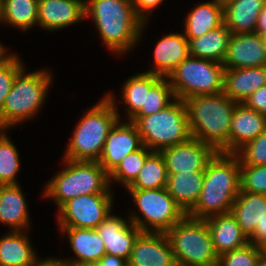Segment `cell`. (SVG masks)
Masks as SVG:
<instances>
[{
    "label": "cell",
    "instance_id": "7c38bea8",
    "mask_svg": "<svg viewBox=\"0 0 266 266\" xmlns=\"http://www.w3.org/2000/svg\"><path fill=\"white\" fill-rule=\"evenodd\" d=\"M217 152L210 144L193 137L160 151L165 161L167 175L205 171L208 162Z\"/></svg>",
    "mask_w": 266,
    "mask_h": 266
},
{
    "label": "cell",
    "instance_id": "5b68a950",
    "mask_svg": "<svg viewBox=\"0 0 266 266\" xmlns=\"http://www.w3.org/2000/svg\"><path fill=\"white\" fill-rule=\"evenodd\" d=\"M66 167L50 179L42 197L52 198L58 209L80 195L113 193L109 174L98 161H74L63 158Z\"/></svg>",
    "mask_w": 266,
    "mask_h": 266
},
{
    "label": "cell",
    "instance_id": "681fc988",
    "mask_svg": "<svg viewBox=\"0 0 266 266\" xmlns=\"http://www.w3.org/2000/svg\"><path fill=\"white\" fill-rule=\"evenodd\" d=\"M260 35H261V38L263 40L264 46L266 47V33L260 34Z\"/></svg>",
    "mask_w": 266,
    "mask_h": 266
},
{
    "label": "cell",
    "instance_id": "f546056e",
    "mask_svg": "<svg viewBox=\"0 0 266 266\" xmlns=\"http://www.w3.org/2000/svg\"><path fill=\"white\" fill-rule=\"evenodd\" d=\"M162 77L153 73L141 72L124 82L122 99L130 120L141 108H145L146 90H150Z\"/></svg>",
    "mask_w": 266,
    "mask_h": 266
},
{
    "label": "cell",
    "instance_id": "ab89813d",
    "mask_svg": "<svg viewBox=\"0 0 266 266\" xmlns=\"http://www.w3.org/2000/svg\"><path fill=\"white\" fill-rule=\"evenodd\" d=\"M164 0H133L134 11L136 15L143 21L148 22V17L154 9L162 5Z\"/></svg>",
    "mask_w": 266,
    "mask_h": 266
},
{
    "label": "cell",
    "instance_id": "2e32d148",
    "mask_svg": "<svg viewBox=\"0 0 266 266\" xmlns=\"http://www.w3.org/2000/svg\"><path fill=\"white\" fill-rule=\"evenodd\" d=\"M225 69L266 65V47L258 33L232 34L222 63Z\"/></svg>",
    "mask_w": 266,
    "mask_h": 266
},
{
    "label": "cell",
    "instance_id": "7dc6e473",
    "mask_svg": "<svg viewBox=\"0 0 266 266\" xmlns=\"http://www.w3.org/2000/svg\"><path fill=\"white\" fill-rule=\"evenodd\" d=\"M67 266H99V265L97 262H91V263H80V264H73Z\"/></svg>",
    "mask_w": 266,
    "mask_h": 266
},
{
    "label": "cell",
    "instance_id": "4dcf8cb0",
    "mask_svg": "<svg viewBox=\"0 0 266 266\" xmlns=\"http://www.w3.org/2000/svg\"><path fill=\"white\" fill-rule=\"evenodd\" d=\"M38 0H2L1 24L27 31L38 23Z\"/></svg>",
    "mask_w": 266,
    "mask_h": 266
},
{
    "label": "cell",
    "instance_id": "f907efd6",
    "mask_svg": "<svg viewBox=\"0 0 266 266\" xmlns=\"http://www.w3.org/2000/svg\"><path fill=\"white\" fill-rule=\"evenodd\" d=\"M216 1L219 2L220 4L224 5L231 0H216Z\"/></svg>",
    "mask_w": 266,
    "mask_h": 266
},
{
    "label": "cell",
    "instance_id": "83f0119b",
    "mask_svg": "<svg viewBox=\"0 0 266 266\" xmlns=\"http://www.w3.org/2000/svg\"><path fill=\"white\" fill-rule=\"evenodd\" d=\"M204 171L168 175L166 188L187 214L196 204L202 190Z\"/></svg>",
    "mask_w": 266,
    "mask_h": 266
},
{
    "label": "cell",
    "instance_id": "c3c4849f",
    "mask_svg": "<svg viewBox=\"0 0 266 266\" xmlns=\"http://www.w3.org/2000/svg\"><path fill=\"white\" fill-rule=\"evenodd\" d=\"M6 47H3V44L0 43V60L7 54Z\"/></svg>",
    "mask_w": 266,
    "mask_h": 266
},
{
    "label": "cell",
    "instance_id": "4316f807",
    "mask_svg": "<svg viewBox=\"0 0 266 266\" xmlns=\"http://www.w3.org/2000/svg\"><path fill=\"white\" fill-rule=\"evenodd\" d=\"M223 5L216 0L202 2L185 17L184 35L187 40L200 37L224 23Z\"/></svg>",
    "mask_w": 266,
    "mask_h": 266
},
{
    "label": "cell",
    "instance_id": "603a6c76",
    "mask_svg": "<svg viewBox=\"0 0 266 266\" xmlns=\"http://www.w3.org/2000/svg\"><path fill=\"white\" fill-rule=\"evenodd\" d=\"M205 220L218 256L249 243L248 237L242 232L231 212L214 215Z\"/></svg>",
    "mask_w": 266,
    "mask_h": 266
},
{
    "label": "cell",
    "instance_id": "7402d4cb",
    "mask_svg": "<svg viewBox=\"0 0 266 266\" xmlns=\"http://www.w3.org/2000/svg\"><path fill=\"white\" fill-rule=\"evenodd\" d=\"M19 184L0 185V222L11 231L30 230L25 195Z\"/></svg>",
    "mask_w": 266,
    "mask_h": 266
},
{
    "label": "cell",
    "instance_id": "ba28073f",
    "mask_svg": "<svg viewBox=\"0 0 266 266\" xmlns=\"http://www.w3.org/2000/svg\"><path fill=\"white\" fill-rule=\"evenodd\" d=\"M134 124L142 144L152 151L160 152L192 137L185 104L178 98L159 112L139 117Z\"/></svg>",
    "mask_w": 266,
    "mask_h": 266
},
{
    "label": "cell",
    "instance_id": "3957f363",
    "mask_svg": "<svg viewBox=\"0 0 266 266\" xmlns=\"http://www.w3.org/2000/svg\"><path fill=\"white\" fill-rule=\"evenodd\" d=\"M191 136L210 144L218 152L229 153V132L237 102L223 92L196 95L183 100Z\"/></svg>",
    "mask_w": 266,
    "mask_h": 266
},
{
    "label": "cell",
    "instance_id": "816d5d0a",
    "mask_svg": "<svg viewBox=\"0 0 266 266\" xmlns=\"http://www.w3.org/2000/svg\"><path fill=\"white\" fill-rule=\"evenodd\" d=\"M2 19V0H0V23Z\"/></svg>",
    "mask_w": 266,
    "mask_h": 266
},
{
    "label": "cell",
    "instance_id": "74e56055",
    "mask_svg": "<svg viewBox=\"0 0 266 266\" xmlns=\"http://www.w3.org/2000/svg\"><path fill=\"white\" fill-rule=\"evenodd\" d=\"M262 253L263 249L261 247L249 242L243 247L219 256L217 266H257L258 259Z\"/></svg>",
    "mask_w": 266,
    "mask_h": 266
},
{
    "label": "cell",
    "instance_id": "f1b7e54d",
    "mask_svg": "<svg viewBox=\"0 0 266 266\" xmlns=\"http://www.w3.org/2000/svg\"><path fill=\"white\" fill-rule=\"evenodd\" d=\"M231 35L223 23L200 37L188 40L189 53L194 57L223 63Z\"/></svg>",
    "mask_w": 266,
    "mask_h": 266
},
{
    "label": "cell",
    "instance_id": "7bdbcfd3",
    "mask_svg": "<svg viewBox=\"0 0 266 266\" xmlns=\"http://www.w3.org/2000/svg\"><path fill=\"white\" fill-rule=\"evenodd\" d=\"M97 263L99 266H128L126 259L106 253L99 259Z\"/></svg>",
    "mask_w": 266,
    "mask_h": 266
},
{
    "label": "cell",
    "instance_id": "7a4b0ae2",
    "mask_svg": "<svg viewBox=\"0 0 266 266\" xmlns=\"http://www.w3.org/2000/svg\"><path fill=\"white\" fill-rule=\"evenodd\" d=\"M240 191V162L233 153L217 152L208 162L200 196L187 213L197 219L229 213Z\"/></svg>",
    "mask_w": 266,
    "mask_h": 266
},
{
    "label": "cell",
    "instance_id": "d590c367",
    "mask_svg": "<svg viewBox=\"0 0 266 266\" xmlns=\"http://www.w3.org/2000/svg\"><path fill=\"white\" fill-rule=\"evenodd\" d=\"M18 55L8 53L0 60V110L11 90L16 75L24 68Z\"/></svg>",
    "mask_w": 266,
    "mask_h": 266
},
{
    "label": "cell",
    "instance_id": "d4e9b609",
    "mask_svg": "<svg viewBox=\"0 0 266 266\" xmlns=\"http://www.w3.org/2000/svg\"><path fill=\"white\" fill-rule=\"evenodd\" d=\"M38 259L28 230H9L0 237V266H32Z\"/></svg>",
    "mask_w": 266,
    "mask_h": 266
},
{
    "label": "cell",
    "instance_id": "836d02e7",
    "mask_svg": "<svg viewBox=\"0 0 266 266\" xmlns=\"http://www.w3.org/2000/svg\"><path fill=\"white\" fill-rule=\"evenodd\" d=\"M176 99L167 77H162L150 90H146L145 108H141L129 121L152 115L166 108Z\"/></svg>",
    "mask_w": 266,
    "mask_h": 266
},
{
    "label": "cell",
    "instance_id": "9c48e42d",
    "mask_svg": "<svg viewBox=\"0 0 266 266\" xmlns=\"http://www.w3.org/2000/svg\"><path fill=\"white\" fill-rule=\"evenodd\" d=\"M224 72L222 63L189 55L167 78L175 97L184 100L223 92Z\"/></svg>",
    "mask_w": 266,
    "mask_h": 266
},
{
    "label": "cell",
    "instance_id": "484cf974",
    "mask_svg": "<svg viewBox=\"0 0 266 266\" xmlns=\"http://www.w3.org/2000/svg\"><path fill=\"white\" fill-rule=\"evenodd\" d=\"M230 212L235 217L242 232L249 238L257 223L266 217V195L240 190Z\"/></svg>",
    "mask_w": 266,
    "mask_h": 266
},
{
    "label": "cell",
    "instance_id": "db71d44e",
    "mask_svg": "<svg viewBox=\"0 0 266 266\" xmlns=\"http://www.w3.org/2000/svg\"><path fill=\"white\" fill-rule=\"evenodd\" d=\"M4 128L0 125V132L3 130Z\"/></svg>",
    "mask_w": 266,
    "mask_h": 266
},
{
    "label": "cell",
    "instance_id": "9a60e30c",
    "mask_svg": "<svg viewBox=\"0 0 266 266\" xmlns=\"http://www.w3.org/2000/svg\"><path fill=\"white\" fill-rule=\"evenodd\" d=\"M97 233L104 241L106 254L130 258L135 241L142 231L129 219L109 215L97 226Z\"/></svg>",
    "mask_w": 266,
    "mask_h": 266
},
{
    "label": "cell",
    "instance_id": "8fae6325",
    "mask_svg": "<svg viewBox=\"0 0 266 266\" xmlns=\"http://www.w3.org/2000/svg\"><path fill=\"white\" fill-rule=\"evenodd\" d=\"M113 194L96 193L70 199L57 212L58 226L96 229L112 211Z\"/></svg>",
    "mask_w": 266,
    "mask_h": 266
},
{
    "label": "cell",
    "instance_id": "4fadbf2b",
    "mask_svg": "<svg viewBox=\"0 0 266 266\" xmlns=\"http://www.w3.org/2000/svg\"><path fill=\"white\" fill-rule=\"evenodd\" d=\"M140 134L131 121L120 122L109 131L99 164L110 174L117 165L130 153L142 146Z\"/></svg>",
    "mask_w": 266,
    "mask_h": 266
},
{
    "label": "cell",
    "instance_id": "d6a6232c",
    "mask_svg": "<svg viewBox=\"0 0 266 266\" xmlns=\"http://www.w3.org/2000/svg\"><path fill=\"white\" fill-rule=\"evenodd\" d=\"M7 129L0 132V185H15L17 181V173L20 171L19 153L7 136Z\"/></svg>",
    "mask_w": 266,
    "mask_h": 266
},
{
    "label": "cell",
    "instance_id": "ee69618b",
    "mask_svg": "<svg viewBox=\"0 0 266 266\" xmlns=\"http://www.w3.org/2000/svg\"><path fill=\"white\" fill-rule=\"evenodd\" d=\"M32 266H67L61 259L46 258L41 260L40 258Z\"/></svg>",
    "mask_w": 266,
    "mask_h": 266
},
{
    "label": "cell",
    "instance_id": "ac0fdd59",
    "mask_svg": "<svg viewBox=\"0 0 266 266\" xmlns=\"http://www.w3.org/2000/svg\"><path fill=\"white\" fill-rule=\"evenodd\" d=\"M153 53L154 62L152 68L145 72L153 73L161 77L169 74L184 60L189 53V43L184 33H169L155 44Z\"/></svg>",
    "mask_w": 266,
    "mask_h": 266
},
{
    "label": "cell",
    "instance_id": "277c9868",
    "mask_svg": "<svg viewBox=\"0 0 266 266\" xmlns=\"http://www.w3.org/2000/svg\"><path fill=\"white\" fill-rule=\"evenodd\" d=\"M106 93L77 123L64 157L74 161H99L109 131L120 119L119 105ZM117 104V105H116Z\"/></svg>",
    "mask_w": 266,
    "mask_h": 266
},
{
    "label": "cell",
    "instance_id": "5bb4252c",
    "mask_svg": "<svg viewBox=\"0 0 266 266\" xmlns=\"http://www.w3.org/2000/svg\"><path fill=\"white\" fill-rule=\"evenodd\" d=\"M127 262L128 266H177L166 232H142Z\"/></svg>",
    "mask_w": 266,
    "mask_h": 266
},
{
    "label": "cell",
    "instance_id": "f5cc1de1",
    "mask_svg": "<svg viewBox=\"0 0 266 266\" xmlns=\"http://www.w3.org/2000/svg\"><path fill=\"white\" fill-rule=\"evenodd\" d=\"M262 249H263V253L266 254V245L264 247H262Z\"/></svg>",
    "mask_w": 266,
    "mask_h": 266
},
{
    "label": "cell",
    "instance_id": "ffe728a7",
    "mask_svg": "<svg viewBox=\"0 0 266 266\" xmlns=\"http://www.w3.org/2000/svg\"><path fill=\"white\" fill-rule=\"evenodd\" d=\"M60 233L68 237L71 245L73 259H61L66 265L98 262L106 253L104 241L97 233L96 229L59 227ZM64 233V234H63Z\"/></svg>",
    "mask_w": 266,
    "mask_h": 266
},
{
    "label": "cell",
    "instance_id": "6da1fadb",
    "mask_svg": "<svg viewBox=\"0 0 266 266\" xmlns=\"http://www.w3.org/2000/svg\"><path fill=\"white\" fill-rule=\"evenodd\" d=\"M89 16L106 48L117 55L135 48L146 26L136 15L133 0H86L85 18Z\"/></svg>",
    "mask_w": 266,
    "mask_h": 266
},
{
    "label": "cell",
    "instance_id": "b9f144b4",
    "mask_svg": "<svg viewBox=\"0 0 266 266\" xmlns=\"http://www.w3.org/2000/svg\"><path fill=\"white\" fill-rule=\"evenodd\" d=\"M248 241L258 247L266 245V217L260 223H257L253 234L248 238Z\"/></svg>",
    "mask_w": 266,
    "mask_h": 266
},
{
    "label": "cell",
    "instance_id": "d6986e66",
    "mask_svg": "<svg viewBox=\"0 0 266 266\" xmlns=\"http://www.w3.org/2000/svg\"><path fill=\"white\" fill-rule=\"evenodd\" d=\"M266 130V115L237 103L230 124L229 153H235L247 142Z\"/></svg>",
    "mask_w": 266,
    "mask_h": 266
},
{
    "label": "cell",
    "instance_id": "bcb514c9",
    "mask_svg": "<svg viewBox=\"0 0 266 266\" xmlns=\"http://www.w3.org/2000/svg\"><path fill=\"white\" fill-rule=\"evenodd\" d=\"M257 266H266V254L262 253L258 259Z\"/></svg>",
    "mask_w": 266,
    "mask_h": 266
},
{
    "label": "cell",
    "instance_id": "30bf717a",
    "mask_svg": "<svg viewBox=\"0 0 266 266\" xmlns=\"http://www.w3.org/2000/svg\"><path fill=\"white\" fill-rule=\"evenodd\" d=\"M132 196L138 215L134 210L129 219L142 232H167L186 213L168 193L167 188L126 189ZM143 217V218H142Z\"/></svg>",
    "mask_w": 266,
    "mask_h": 266
},
{
    "label": "cell",
    "instance_id": "60d3db41",
    "mask_svg": "<svg viewBox=\"0 0 266 266\" xmlns=\"http://www.w3.org/2000/svg\"><path fill=\"white\" fill-rule=\"evenodd\" d=\"M244 104L258 113L266 115V86L260 87L253 92Z\"/></svg>",
    "mask_w": 266,
    "mask_h": 266
},
{
    "label": "cell",
    "instance_id": "52a82bcc",
    "mask_svg": "<svg viewBox=\"0 0 266 266\" xmlns=\"http://www.w3.org/2000/svg\"><path fill=\"white\" fill-rule=\"evenodd\" d=\"M177 266H217L208 224L187 214L166 232Z\"/></svg>",
    "mask_w": 266,
    "mask_h": 266
},
{
    "label": "cell",
    "instance_id": "e0dca14e",
    "mask_svg": "<svg viewBox=\"0 0 266 266\" xmlns=\"http://www.w3.org/2000/svg\"><path fill=\"white\" fill-rule=\"evenodd\" d=\"M38 23L46 31H57L85 18V0H38Z\"/></svg>",
    "mask_w": 266,
    "mask_h": 266
},
{
    "label": "cell",
    "instance_id": "1f68e13d",
    "mask_svg": "<svg viewBox=\"0 0 266 266\" xmlns=\"http://www.w3.org/2000/svg\"><path fill=\"white\" fill-rule=\"evenodd\" d=\"M167 169L160 152L152 151L146 158L138 177L127 189H160L167 185Z\"/></svg>",
    "mask_w": 266,
    "mask_h": 266
},
{
    "label": "cell",
    "instance_id": "e575fe53",
    "mask_svg": "<svg viewBox=\"0 0 266 266\" xmlns=\"http://www.w3.org/2000/svg\"><path fill=\"white\" fill-rule=\"evenodd\" d=\"M152 152L142 145L138 150L127 155L109 174L110 185L112 180L119 182L127 189L138 177L147 156Z\"/></svg>",
    "mask_w": 266,
    "mask_h": 266
},
{
    "label": "cell",
    "instance_id": "44dd1931",
    "mask_svg": "<svg viewBox=\"0 0 266 266\" xmlns=\"http://www.w3.org/2000/svg\"><path fill=\"white\" fill-rule=\"evenodd\" d=\"M263 86H266V65L225 69L223 93L234 102L244 103L253 92Z\"/></svg>",
    "mask_w": 266,
    "mask_h": 266
},
{
    "label": "cell",
    "instance_id": "f6af8a7d",
    "mask_svg": "<svg viewBox=\"0 0 266 266\" xmlns=\"http://www.w3.org/2000/svg\"><path fill=\"white\" fill-rule=\"evenodd\" d=\"M255 32L258 34L266 33V6L259 14Z\"/></svg>",
    "mask_w": 266,
    "mask_h": 266
},
{
    "label": "cell",
    "instance_id": "f35d334b",
    "mask_svg": "<svg viewBox=\"0 0 266 266\" xmlns=\"http://www.w3.org/2000/svg\"><path fill=\"white\" fill-rule=\"evenodd\" d=\"M240 190L266 195V165H240Z\"/></svg>",
    "mask_w": 266,
    "mask_h": 266
},
{
    "label": "cell",
    "instance_id": "cb8c5ba5",
    "mask_svg": "<svg viewBox=\"0 0 266 266\" xmlns=\"http://www.w3.org/2000/svg\"><path fill=\"white\" fill-rule=\"evenodd\" d=\"M266 0H231L223 5L224 25L231 34L255 33Z\"/></svg>",
    "mask_w": 266,
    "mask_h": 266
},
{
    "label": "cell",
    "instance_id": "8d00e7d4",
    "mask_svg": "<svg viewBox=\"0 0 266 266\" xmlns=\"http://www.w3.org/2000/svg\"><path fill=\"white\" fill-rule=\"evenodd\" d=\"M240 165H266V130L234 153Z\"/></svg>",
    "mask_w": 266,
    "mask_h": 266
},
{
    "label": "cell",
    "instance_id": "8992f818",
    "mask_svg": "<svg viewBox=\"0 0 266 266\" xmlns=\"http://www.w3.org/2000/svg\"><path fill=\"white\" fill-rule=\"evenodd\" d=\"M51 83L52 75L47 69L28 73L24 67L16 75L0 110V125L9 130L32 119L44 106Z\"/></svg>",
    "mask_w": 266,
    "mask_h": 266
}]
</instances>
